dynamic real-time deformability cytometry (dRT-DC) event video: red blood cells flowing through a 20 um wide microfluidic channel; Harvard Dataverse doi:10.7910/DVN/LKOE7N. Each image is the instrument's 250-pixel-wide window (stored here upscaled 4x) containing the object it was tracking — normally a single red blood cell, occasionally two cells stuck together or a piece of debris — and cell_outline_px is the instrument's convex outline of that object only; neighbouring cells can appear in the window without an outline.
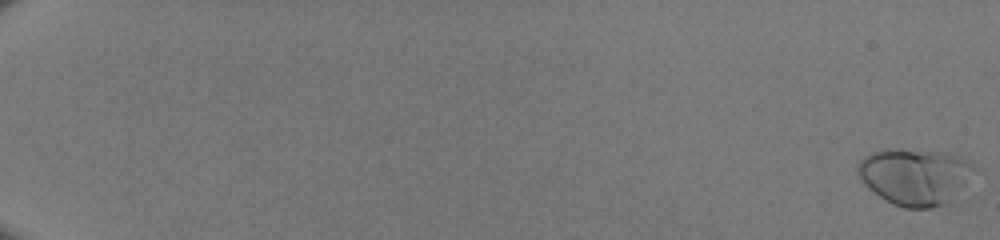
{"species": "human", "species_latin": "Homo sapiens", "temperature_condition": "room temperature", "stored_images_in_passage": 52, "camera_frame_rate_fps": 3000, "um_per_image_px": 0.085, "donor": {"sex": "male"}, "frame": {"image": 1, "passage_image": 1, "time_ms": 0.0, "image_size_px": [1000, 240], "cell_outline_px": [[976, 168], [952, 204], [932, 208], [904, 208], [892, 204], [868, 188], [864, 184], [856, 172], [856, 164], [864, 156], [872, 152], [884, 148], [888, 148], [940, 152], [960, 156], [976, 164]], "centroid_in_image_um": [77.78, 15.01], "position_along_channel_um": 7.2, "area_um2": 39.07}}
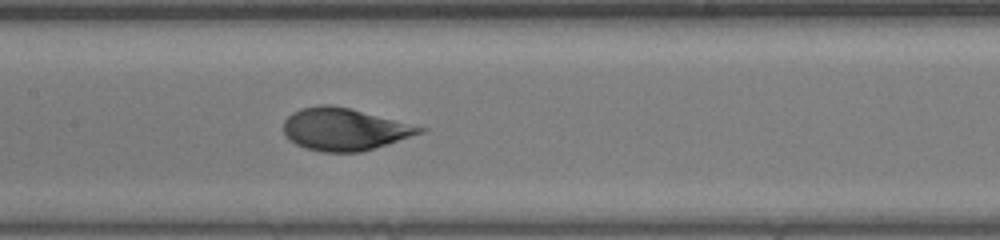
{"frame": {"image": 2, "passage_image": 30, "time_ms": 9.667, "image_size_px": [1000, 240], "cell_outline_px": [[428, 128], [424, 132], [360, 152], [324, 152], [304, 148], [288, 140], [284, 136], [284, 120], [292, 112], [300, 108], [320, 104], [328, 104], [352, 108]], "centroid_in_image_um": [29.24, 10.97], "position_along_channel_um": 178.2, "area_um2": 33.7}}
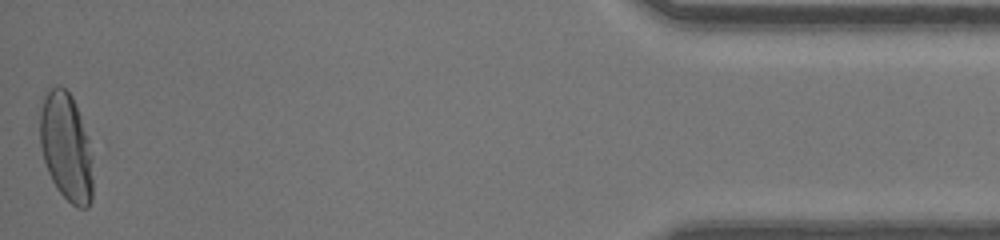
{"frame": {"image": 3, "passage_image": 52, "time_ms": 17.0, "image_size_px": [1000, 240], "cell_outline_px": [[92, 200], [88, 208], [76, 208], [56, 188], [48, 172], [44, 160], [40, 144], [40, 112], [44, 96], [48, 88], [56, 84], [60, 84], [72, 96], [88, 136], [92, 156]], "centroid_in_image_um": [5.63, 12.48], "position_along_channel_um": 429.6, "area_um2": 33.64}}